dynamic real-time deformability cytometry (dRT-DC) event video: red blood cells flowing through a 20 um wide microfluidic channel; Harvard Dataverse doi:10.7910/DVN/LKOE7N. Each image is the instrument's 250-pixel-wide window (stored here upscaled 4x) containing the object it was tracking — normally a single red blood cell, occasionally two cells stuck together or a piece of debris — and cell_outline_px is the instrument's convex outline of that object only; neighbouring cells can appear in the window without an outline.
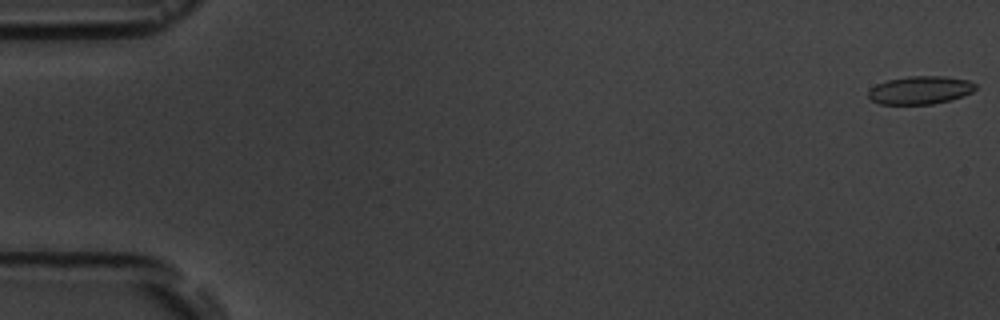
{"species": "common noctule bat (a hibernating species)", "species_latin": "Nyctalus noctula", "temperature_condition": "room temperature", "stored_images_in_passage": 7, "camera_frame_rate_fps": 3000, "um_per_image_px": 0.085, "animal": {"sex": "male", "body_mass_g": 19.5, "forearm_length_mm": 54.6}, "frame": {"image": 1, "passage_image": 1, "time_ms": 0.0, "image_size_px": [1000, 320], "cell_outline_px": [[976, 88], [972, 92], [948, 100], [932, 104], [880, 104], [872, 100], [868, 96], [868, 92], [876, 84], [888, 80], [908, 76], [944, 76], [968, 80], [976, 84]], "centroid_in_image_um": [78.21, 7.65], "position_along_channel_um": 6.8, "area_um2": 17.34}}
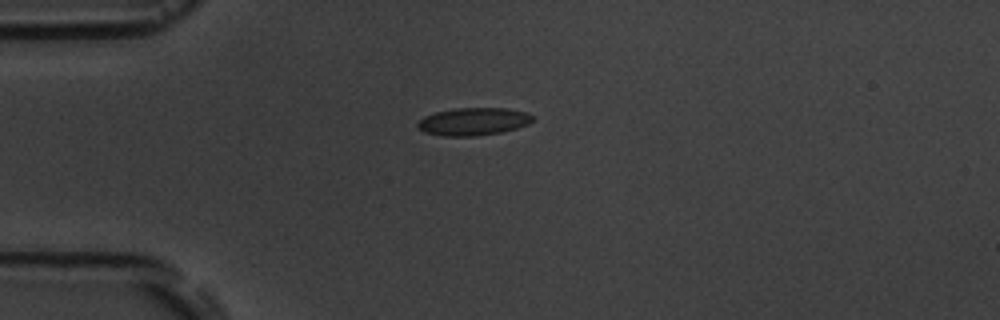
{"frame": {"image": 2, "passage_image": 5, "time_ms": 4.667, "image_size_px": [1000, 320], "cell_outline_px": [[536, 120], [528, 124], [516, 128], [500, 132], [476, 136], [444, 136], [424, 132], [416, 124], [424, 116], [436, 112], [452, 108], [508, 108], [524, 112], [532, 116]], "centroid_in_image_um": [40.24, 10.32], "position_along_channel_um": 44.8, "area_um2": 18.5}}
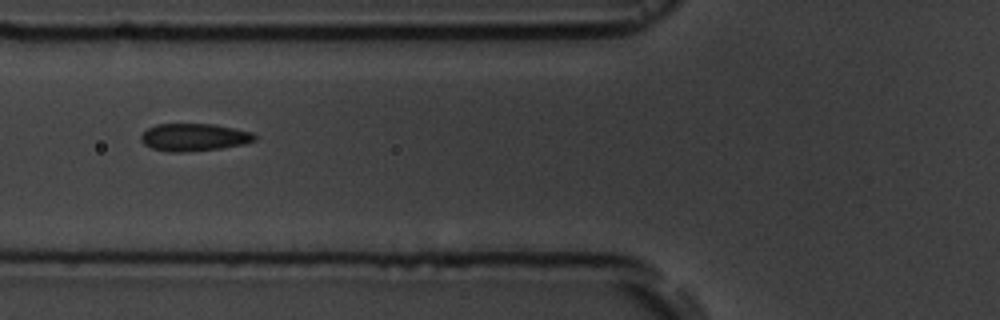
{"frame": {"image": 3, "passage_image": 7, "time_ms": 7.0, "image_size_px": [1000, 320], "cell_outline_px": [[256, 140], [244, 144], [220, 148], [184, 152], [168, 152], [152, 148], [144, 144], [140, 140], [140, 136], [148, 128], [156, 124], [212, 124], [252, 132], [256, 136]], "centroid_in_image_um": [16.47, 11.67], "position_along_channel_um": 109.3, "area_um2": 18.15}}